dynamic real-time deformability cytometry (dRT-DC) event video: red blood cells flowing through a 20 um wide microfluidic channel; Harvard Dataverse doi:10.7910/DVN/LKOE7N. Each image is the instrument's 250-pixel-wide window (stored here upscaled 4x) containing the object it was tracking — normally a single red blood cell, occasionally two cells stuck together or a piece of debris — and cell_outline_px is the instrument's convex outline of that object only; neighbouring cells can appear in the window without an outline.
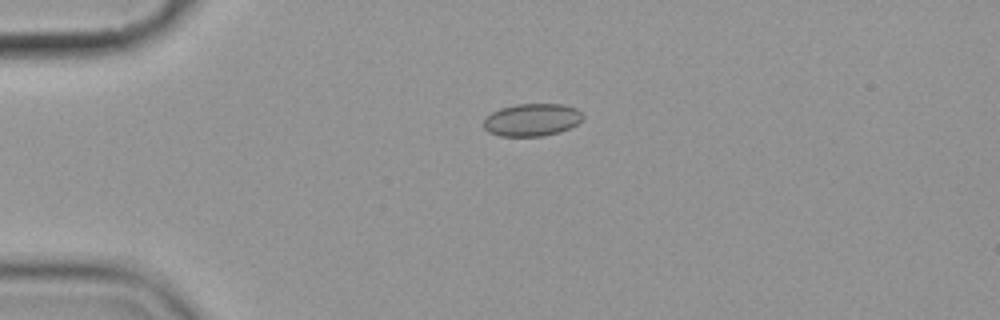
{"species": "common noctule bat (a hibernating species)", "species_latin": "Nyctalus noctula", "temperature_condition": "cold", "stored_images_in_passage": 4, "camera_frame_rate_fps": 3000, "um_per_image_px": 0.085, "animal": {"sex": "female", "body_mass_g": 19.9}, "frame": {"image": 1, "passage_image": 3, "time_ms": 3.333, "image_size_px": [1000, 320], "cell_outline_px": [[584, 116], [572, 128], [560, 132], [544, 136], [500, 136], [488, 132], [484, 128], [484, 120], [492, 112], [500, 108], [516, 104], [564, 104], [576, 108]], "centroid_in_image_um": [45.23, 10.19], "position_along_channel_um": 39.8, "area_um2": 18.9}}